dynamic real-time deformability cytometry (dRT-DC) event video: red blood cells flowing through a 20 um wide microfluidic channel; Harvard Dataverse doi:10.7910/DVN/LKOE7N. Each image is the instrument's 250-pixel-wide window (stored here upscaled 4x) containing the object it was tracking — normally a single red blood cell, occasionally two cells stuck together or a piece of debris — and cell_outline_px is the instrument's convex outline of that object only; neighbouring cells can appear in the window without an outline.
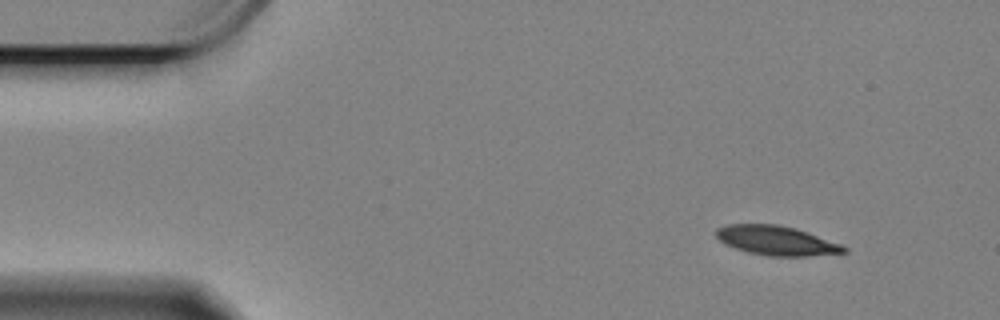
{"species": "Egyptian fruit bat (a non-hibernating species)", "species_latin": "Rousettus aegyptiacus", "temperature_condition": "cold", "stored_images_in_passage": 54, "camera_frame_rate_fps": 3000, "um_per_image_px": 0.085, "animal": {"sex": "female"}, "frame": {"image": 1, "passage_image": 1, "time_ms": 0.0, "image_size_px": [1000, 320], "cell_outline_px": [[848, 252], [808, 256], [768, 256], [748, 252], [736, 248], [720, 240], [716, 236], [716, 228], [728, 224], [776, 224], [796, 228], [840, 244], [848, 248]], "centroid_in_image_um": [66.01, 20.44], "position_along_channel_um": 19.0, "area_um2": 21.68}}
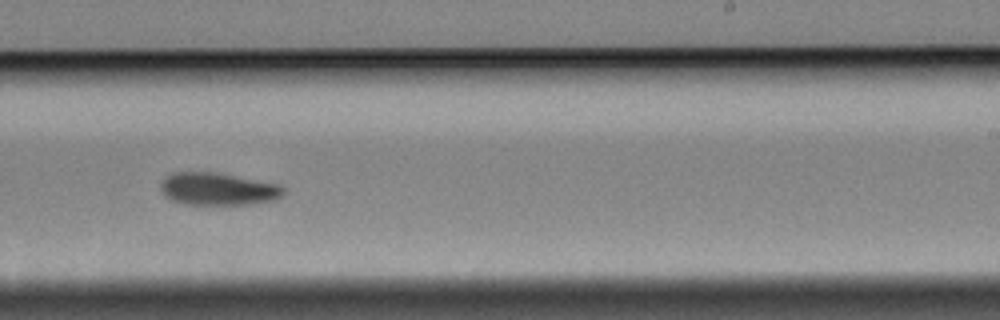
{"frame": {"image": 2, "passage_image": 31, "time_ms": 10.0, "image_size_px": [1000, 320], "cell_outline_px": [[284, 192], [276, 200], [252, 204], [212, 208], [184, 204], [172, 200], [164, 196], [160, 188], [160, 184], [172, 172], [212, 172], [280, 184], [284, 188]], "centroid_in_image_um": [18.52, 16.13], "position_along_channel_um": 270.5, "area_um2": 24.1}}
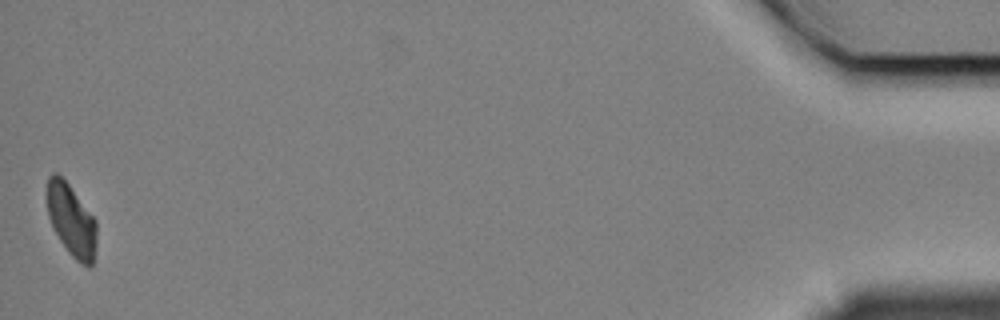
{"frame": {"image": 3, "passage_image": 54, "time_ms": 17.667, "image_size_px": [1000, 320], "cell_outline_px": [[96, 244], [92, 264], [88, 268], [80, 264], [68, 252], [52, 228], [48, 216], [44, 192], [48, 176], [52, 172], [56, 172], [68, 184], [96, 220]], "centroid_in_image_um": [6.01, 18.7], "position_along_channel_um": 429.2, "area_um2": 21.21}, "authors_computed_cell_mechanics": {"area_um2": 23.5246, "velocity_mm_per_s": 3.3008, "shape_relaxation_time_tau1_ms": 3.6754, "shape_relaxation_time_tau2_ms": null, "deformation_change_tau1": 0.1101, "deformation_change_tau2": null}}